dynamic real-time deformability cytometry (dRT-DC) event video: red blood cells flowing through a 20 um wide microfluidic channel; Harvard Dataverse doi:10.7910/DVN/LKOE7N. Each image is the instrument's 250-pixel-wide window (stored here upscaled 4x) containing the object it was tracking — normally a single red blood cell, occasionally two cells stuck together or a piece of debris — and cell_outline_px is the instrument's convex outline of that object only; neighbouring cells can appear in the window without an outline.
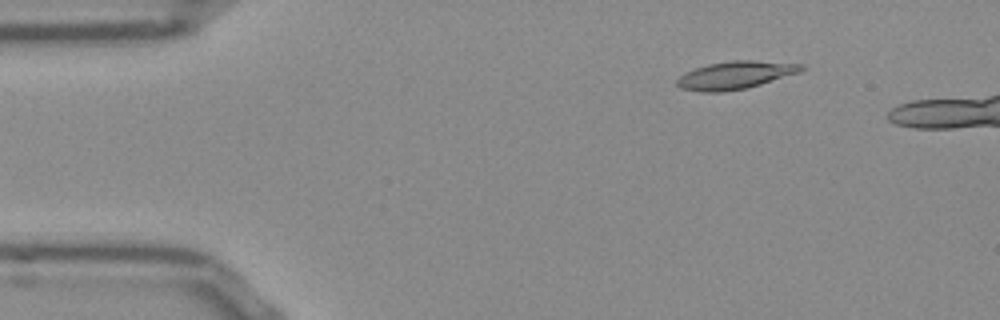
{"species": "Egyptian fruit bat (a non-hibernating species)", "species_latin": "Rousettus aegyptiacus", "temperature_condition": "room temperature", "stored_images_in_passage": 41, "camera_frame_rate_fps": 3000, "um_per_image_px": 0.085, "frame": {"image": 1, "passage_image": 1, "time_ms": 0.0, "image_size_px": [1000, 320], "cell_outline_px": [[808, 68], [800, 72], [748, 88], [720, 92], [700, 92], [680, 88], [676, 84], [676, 80], [680, 76], [696, 68], [708, 64], [732, 60], [752, 60], [804, 64]], "centroid_in_image_um": [62.54, 6.39], "position_along_channel_um": 22.5, "area_um2": 20.17}}
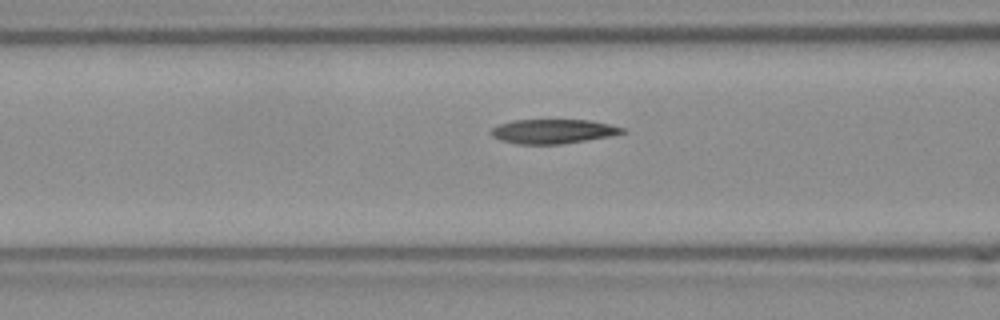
{"frame": {"image": 2, "passage_image": 14, "time_ms": 4.333, "image_size_px": [1000, 320], "cell_outline_px": [[628, 132], [608, 136], [560, 144], [516, 144], [500, 140], [492, 136], [488, 132], [492, 128], [500, 124], [512, 120], [588, 120], [608, 124], [624, 128]], "centroid_in_image_um": [46.95, 11.16], "position_along_channel_um": 119.6, "area_um2": 18.5}}
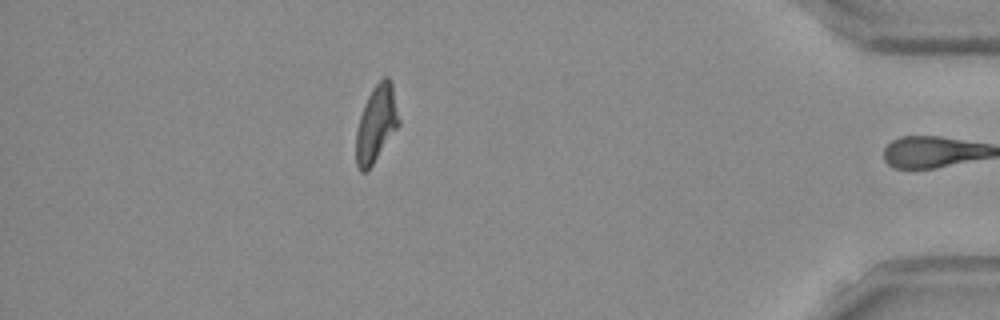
{"frame": {"image": 3, "passage_image": 40, "time_ms": 13.0, "image_size_px": [1000, 320], "cell_outline_px": [[400, 124], [372, 164], [364, 172], [360, 172], [356, 164], [356, 132], [360, 116], [364, 104], [372, 88], [384, 76], [388, 76], [392, 84], [400, 120]], "centroid_in_image_um": [31.98, 10.49], "position_along_channel_um": 403.2, "area_um2": 18.84}, "authors_computed_cell_mechanics": {"area_um2": 19.5364, "velocity_mm_per_s": 3.8443, "shape_relaxation_time_tau1_ms": null, "shape_relaxation_time_tau2_ms": 3.1822, "deformation_change_tau1": null, "deformation_change_tau2": 0.1154}}